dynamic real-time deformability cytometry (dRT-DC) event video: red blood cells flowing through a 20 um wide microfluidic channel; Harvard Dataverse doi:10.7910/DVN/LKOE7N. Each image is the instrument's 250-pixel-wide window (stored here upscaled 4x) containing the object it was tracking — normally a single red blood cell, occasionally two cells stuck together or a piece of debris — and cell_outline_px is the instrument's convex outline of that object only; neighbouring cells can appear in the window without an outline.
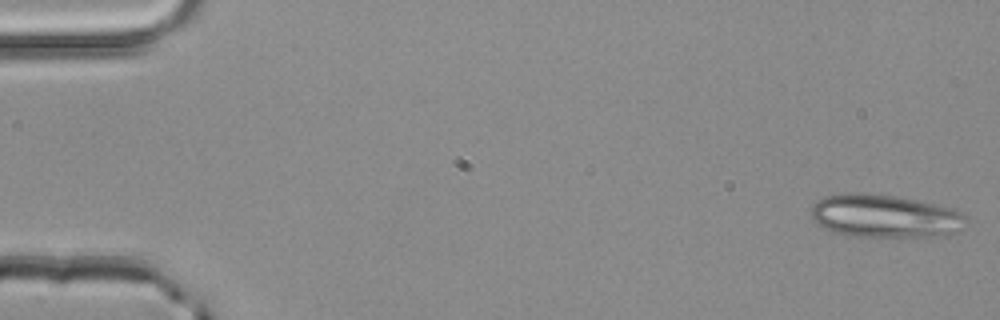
{"species": "common noctule bat (a hibernating species)", "species_latin": "Nyctalus noctula", "temperature_condition": "room temperature", "stored_images_in_passage": 4, "camera_frame_rate_fps": 3000, "um_per_image_px": 0.085, "animal": {"sex": "male", "body_mass_g": 20.4}, "frame": {"image": 1, "passage_image": 1, "time_ms": 0.0, "image_size_px": [1000, 320], "cell_outline_px": [[964, 216], [956, 232], [948, 236], [856, 236], [836, 232], [824, 228], [816, 224], [812, 220], [812, 204], [824, 196], [848, 192], [860, 192], [896, 196], [956, 208]], "centroid_in_image_um": [75.15, 18.34], "position_along_channel_um": 9.8, "area_um2": 38.67}}